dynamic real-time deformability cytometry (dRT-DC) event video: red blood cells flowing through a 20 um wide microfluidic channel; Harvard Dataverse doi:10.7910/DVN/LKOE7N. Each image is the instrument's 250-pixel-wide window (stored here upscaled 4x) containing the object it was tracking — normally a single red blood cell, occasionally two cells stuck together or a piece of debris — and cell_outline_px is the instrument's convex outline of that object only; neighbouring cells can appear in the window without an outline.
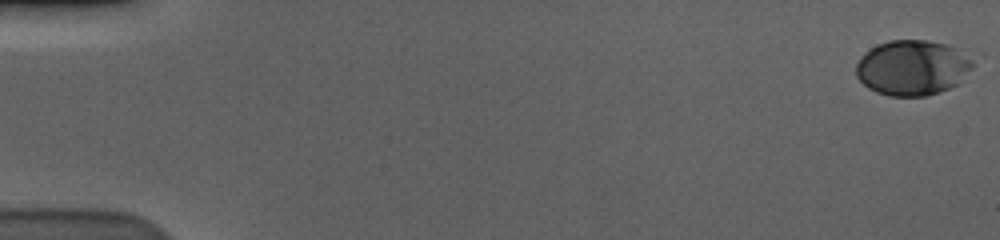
{"species": "human", "species_latin": "Homo sapiens", "temperature_condition": "cold", "stored_images_in_passage": 59, "camera_frame_rate_fps": 3000, "um_per_image_px": 0.085, "donor": {"sex": "male"}, "frame": {"image": 1, "passage_image": 1, "time_ms": 0.0, "image_size_px": [1000, 240], "cell_outline_px": [[972, 68], [960, 84], [940, 92], [924, 96], [888, 96], [876, 92], [868, 88], [856, 76], [856, 64], [860, 56], [864, 52], [876, 44], [888, 40], [928, 40], [944, 44], [956, 48], [972, 64]], "centroid_in_image_um": [77.5, 5.76], "position_along_channel_um": 7.5, "area_um2": 37.63}}
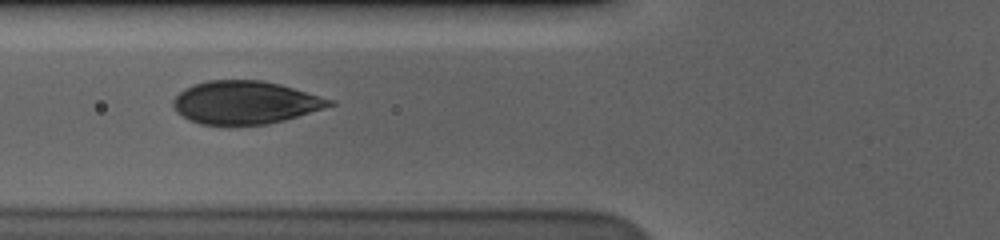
{"frame": {"image": 2, "passage_image": 24, "time_ms": 7.667, "image_size_px": [1000, 240], "cell_outline_px": [[336, 104], [324, 108], [284, 120], [268, 124], [200, 124], [176, 112], [172, 104], [172, 100], [184, 88], [192, 84], [208, 80], [260, 80], [280, 84], [336, 100]], "centroid_in_image_um": [20.85, 8.69], "position_along_channel_um": 104.9, "area_um2": 39.02}}
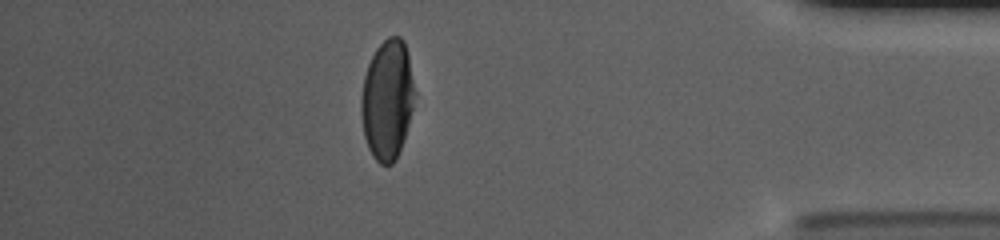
{"frame": {"image": 3, "passage_image": 52, "time_ms": 17.0, "image_size_px": [1000, 240], "cell_outline_px": [[412, 108], [408, 124], [396, 160], [392, 164], [380, 164], [372, 156], [368, 148], [364, 136], [360, 112], [360, 100], [364, 76], [368, 64], [376, 48], [388, 36], [400, 36], [404, 40], [408, 52], [412, 84]], "centroid_in_image_um": [32.87, 8.47], "position_along_channel_um": 402.3, "area_um2": 36.93}, "authors_computed_cell_mechanics": {"area_um2": 38.6682, "velocity_mm_per_s": 3.5716, "shape_relaxation_time_tau1_ms": 3.6222, "shape_relaxation_time_tau2_ms": null, "deformation_change_tau1": 0.1676, "deformation_change_tau2": null}}